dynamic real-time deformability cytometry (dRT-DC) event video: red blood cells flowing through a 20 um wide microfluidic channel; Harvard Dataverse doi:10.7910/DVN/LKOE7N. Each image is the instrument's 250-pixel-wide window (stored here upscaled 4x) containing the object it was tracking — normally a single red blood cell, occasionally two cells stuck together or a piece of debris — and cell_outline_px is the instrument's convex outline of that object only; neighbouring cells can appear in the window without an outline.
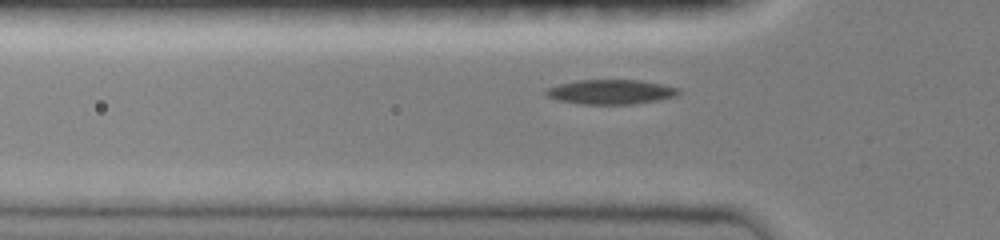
{"species": "common noctule bat (a hibernating species)", "species_latin": "Nyctalus noctula", "temperature_condition": "room temperature", "stored_images_in_passage": 32, "camera_frame_rate_fps": 3000, "um_per_image_px": 0.085, "animal": {"sex": "female", "body_mass_g": 19.0, "forearm_length_mm": 51.5}, "frame": {"image": 1, "passage_image": 4, "time_ms": 1.0, "image_size_px": [1000, 240], "cell_outline_px": [[680, 92], [676, 96], [636, 104], [580, 104], [556, 100], [548, 96], [544, 92], [544, 88], [576, 80], [640, 80], [680, 88]], "centroid_in_image_um": [51.88, 7.81], "position_along_channel_um": 73.9, "area_um2": 19.07}}
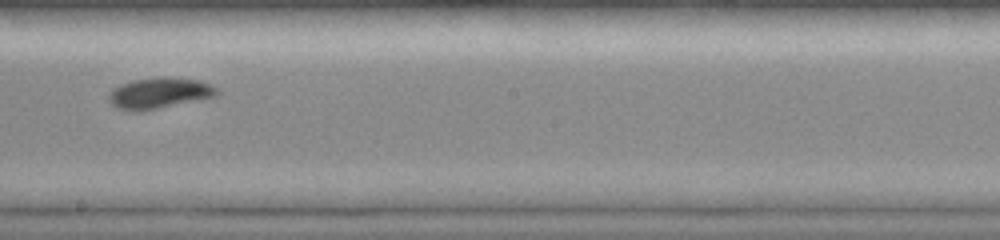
{"frame": {"image": 2, "passage_image": 16, "time_ms": 5.0, "image_size_px": [1000, 240], "cell_outline_px": [[220, 92], [216, 96], [136, 112], [120, 108], [112, 104], [108, 100], [108, 92], [112, 88], [120, 84], [132, 80], [164, 76], [200, 80], [212, 84]], "centroid_in_image_um": [13.52, 7.88], "position_along_channel_um": 234.7, "area_um2": 19.42}}
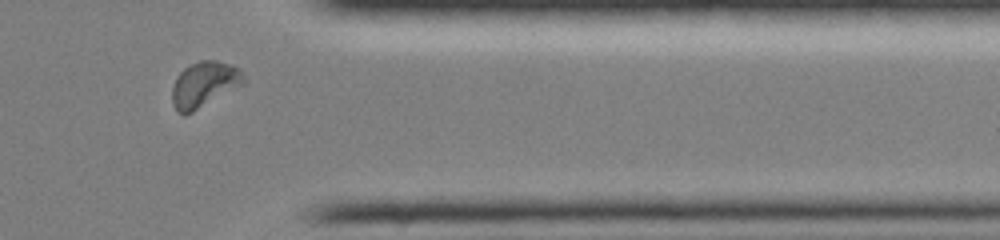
{"frame": {"image": 3, "passage_image": 28, "time_ms": 9.0, "image_size_px": [1000, 240], "cell_outline_px": [[244, 84], [192, 112], [184, 116], [176, 112], [172, 104], [172, 88], [176, 76], [188, 64], [200, 60], [216, 60], [232, 64], [240, 68], [244, 72]], "centroid_in_image_um": [17.35, 7.17], "position_along_channel_um": 394.1, "area_um2": 19.36}, "authors_computed_cell_mechanics": {"area_um2": 18.5538, "velocity_mm_per_s": 4.0294, "shape_relaxation_time_tau1_ms": 4.1001, "shape_relaxation_time_tau2_ms": null, "deformation_change_tau1": 0.1657, "deformation_change_tau2": null}}